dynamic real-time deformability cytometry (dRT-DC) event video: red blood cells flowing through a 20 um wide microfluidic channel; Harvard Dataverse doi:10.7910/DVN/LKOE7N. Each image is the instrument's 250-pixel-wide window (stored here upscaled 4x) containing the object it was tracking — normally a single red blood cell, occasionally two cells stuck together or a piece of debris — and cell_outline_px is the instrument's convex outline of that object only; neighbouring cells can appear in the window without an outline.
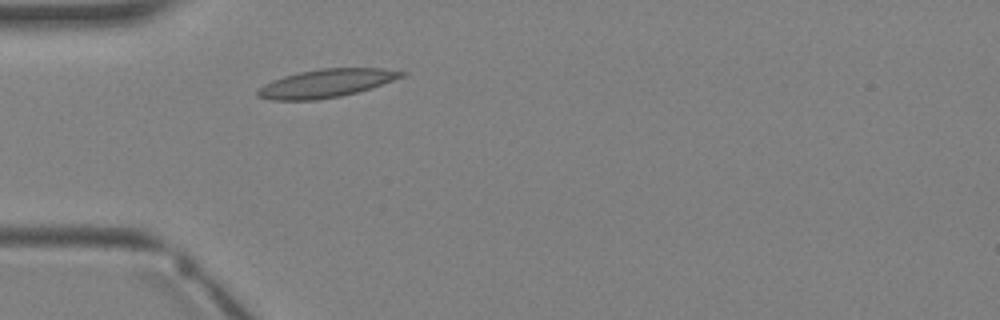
{"species": "Egyptian fruit bat (a non-hibernating species)", "species_latin": "Rousettus aegyptiacus", "temperature_condition": "warm", "stored_images_in_passage": 2, "camera_frame_rate_fps": 3000, "um_per_image_px": 0.085, "animal": {"sex": "female"}, "frame": {"image": 1, "passage_image": 2, "time_ms": 1.333, "image_size_px": [1000, 320], "cell_outline_px": [[408, 72], [404, 76], [372, 88], [340, 96], [316, 100], [272, 100], [256, 96], [256, 88], [272, 80], [284, 76], [300, 72], [320, 68], [384, 68]], "centroid_in_image_um": [27.71, 7.08], "position_along_channel_um": 57.3, "area_um2": 23.76}}